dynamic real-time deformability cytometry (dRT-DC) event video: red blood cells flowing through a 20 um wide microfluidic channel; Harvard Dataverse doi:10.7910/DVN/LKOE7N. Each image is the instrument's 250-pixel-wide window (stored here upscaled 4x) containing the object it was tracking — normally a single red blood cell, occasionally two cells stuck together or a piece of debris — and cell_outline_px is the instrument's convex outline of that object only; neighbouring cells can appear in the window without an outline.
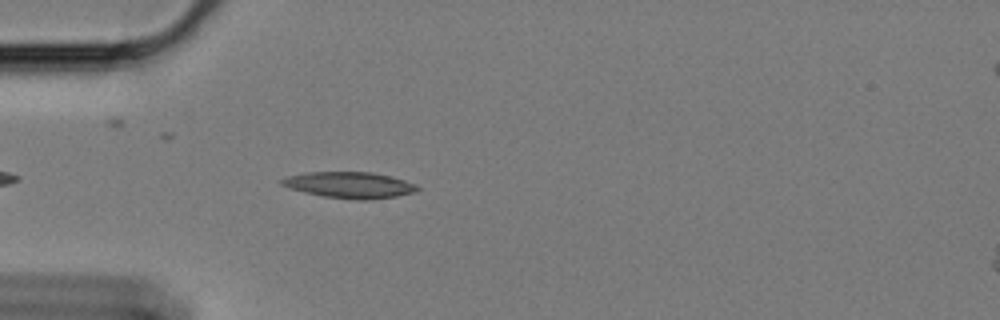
{"species": "Egyptian fruit bat (a non-hibernating species)", "species_latin": "Rousettus aegyptiacus", "temperature_condition": "cold", "stored_images_in_passage": 31, "camera_frame_rate_fps": 3000, "um_per_image_px": 0.085, "animal": {"sex": "female"}, "frame": {"image": 1, "passage_image": 5, "time_ms": 1.333, "image_size_px": [1000, 320], "cell_outline_px": [[420, 188], [416, 192], [396, 196], [368, 200], [360, 200], [324, 196], [304, 192], [280, 184], [280, 180], [288, 176], [304, 172], [372, 172], [392, 176], [416, 184]], "centroid_in_image_um": [29.75, 15.72], "position_along_channel_um": 55.3, "area_um2": 20.63}}
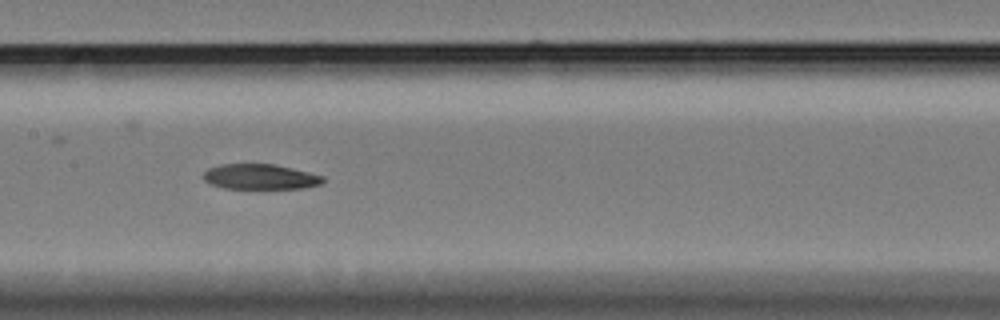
{"frame": {"image": 2, "passage_image": 17, "time_ms": 5.333, "image_size_px": [1000, 320], "cell_outline_px": [[324, 180], [320, 184], [300, 188], [224, 188], [212, 184], [204, 180], [200, 176], [208, 168], [220, 164], [272, 164], [308, 172], [324, 176]], "centroid_in_image_um": [22.06, 15.02], "position_along_channel_um": 185.3, "area_um2": 17.4}}
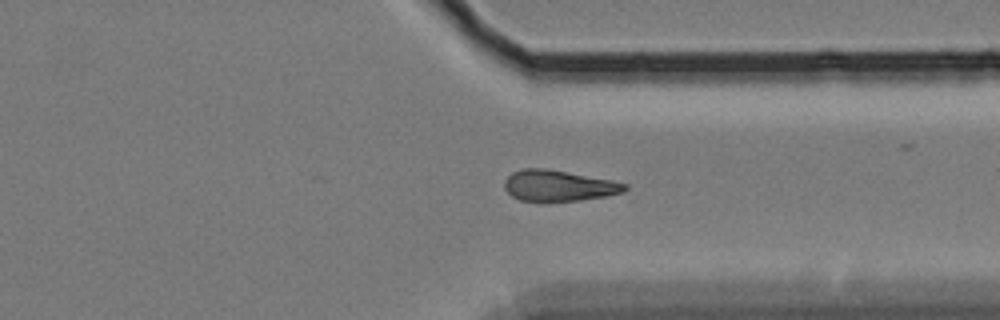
{"frame": {"image": 3, "passage_image": 29, "time_ms": 9.333, "image_size_px": [1000, 320], "cell_outline_px": [[628, 188], [624, 192], [608, 196], [580, 200], [520, 200], [512, 196], [504, 188], [504, 180], [512, 172], [524, 168], [544, 168], [568, 172], [612, 180], [628, 184]], "centroid_in_image_um": [47.51, 15.77], "position_along_channel_um": 363.9, "area_um2": 21.56}}